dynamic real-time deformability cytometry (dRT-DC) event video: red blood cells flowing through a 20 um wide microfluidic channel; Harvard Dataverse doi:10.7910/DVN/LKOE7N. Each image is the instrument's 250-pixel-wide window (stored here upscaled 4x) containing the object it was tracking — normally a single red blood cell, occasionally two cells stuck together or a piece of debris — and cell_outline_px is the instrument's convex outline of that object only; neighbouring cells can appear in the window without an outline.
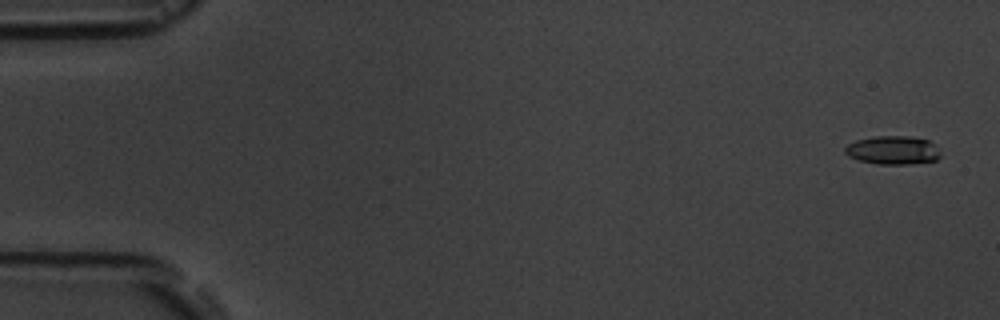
{"species": "common noctule bat (a hibernating species)", "species_latin": "Nyctalus noctula", "temperature_condition": "room temperature", "stored_images_in_passage": 8, "camera_frame_rate_fps": 3000, "um_per_image_px": 0.085, "animal": {"sex": "male", "body_mass_g": 19.5, "forearm_length_mm": 54.6}, "frame": {"image": 1, "passage_image": 1, "time_ms": 0.0, "image_size_px": [1000, 320], "cell_outline_px": [[940, 156], [936, 160], [908, 164], [876, 164], [860, 160], [848, 156], [844, 152], [844, 148], [848, 144], [856, 140], [876, 136], [908, 136], [928, 140], [936, 144]], "centroid_in_image_um": [75.89, 12.76], "position_along_channel_um": 9.1, "area_um2": 15.84}}
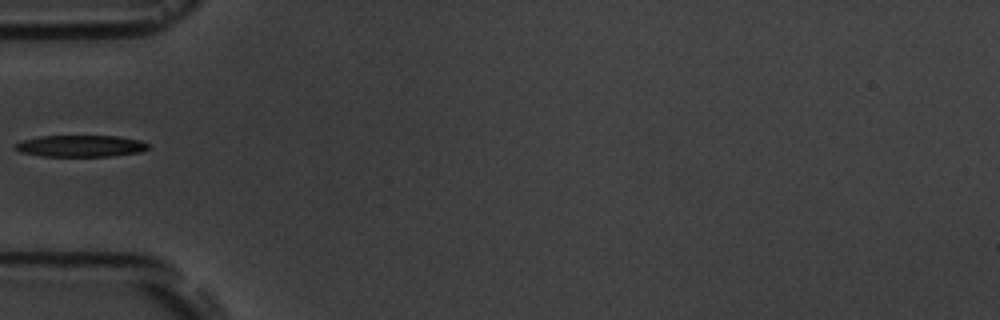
{"frame": {"image": 2, "passage_image": 6, "time_ms": 5.667, "image_size_px": [1000, 320], "cell_outline_px": [[148, 148], [140, 152], [112, 156], [40, 156], [20, 152], [12, 148], [12, 144], [24, 140], [40, 136], [120, 136], [140, 140], [148, 144]], "centroid_in_image_um": [6.81, 12.41], "position_along_channel_um": 78.2, "area_um2": 16.88}}
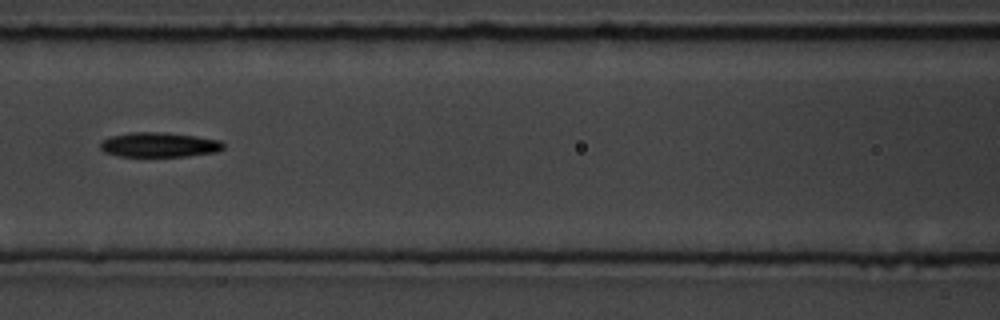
{"frame": {"image": 3, "passage_image": 8, "time_ms": 7.667, "image_size_px": [1000, 320], "cell_outline_px": [[224, 148], [216, 152], [188, 156], [116, 156], [104, 152], [100, 148], [100, 144], [104, 140], [112, 136], [132, 132], [164, 132], [196, 136], [220, 140], [224, 144]], "centroid_in_image_um": [13.54, 12.31], "position_along_channel_um": 153.1, "area_um2": 17.69}}